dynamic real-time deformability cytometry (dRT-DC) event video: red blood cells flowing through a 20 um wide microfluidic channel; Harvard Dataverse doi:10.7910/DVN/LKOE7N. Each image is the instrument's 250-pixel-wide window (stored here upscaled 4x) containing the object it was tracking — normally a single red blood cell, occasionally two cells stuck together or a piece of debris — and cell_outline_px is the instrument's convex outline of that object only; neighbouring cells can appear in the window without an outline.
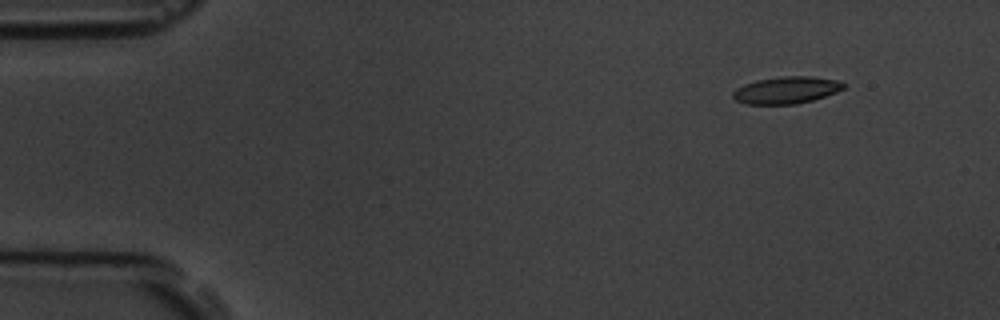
{"species": "common noctule bat (a hibernating species)", "species_latin": "Nyctalus noctula", "temperature_condition": "room temperature", "stored_images_in_passage": 52, "camera_frame_rate_fps": 3000, "um_per_image_px": 0.085, "animal": {"sex": "male", "body_mass_g": 19.5, "forearm_length_mm": 54.6}, "frame": {"image": 1, "passage_image": 1, "time_ms": 0.0, "image_size_px": [1000, 320], "cell_outline_px": [[844, 88], [836, 92], [812, 100], [796, 104], [744, 104], [736, 100], [732, 96], [732, 92], [736, 88], [744, 84], [756, 80], [780, 76], [812, 76], [840, 80], [844, 84]], "centroid_in_image_um": [66.82, 7.65], "position_along_channel_um": 18.2, "area_um2": 17.51}}
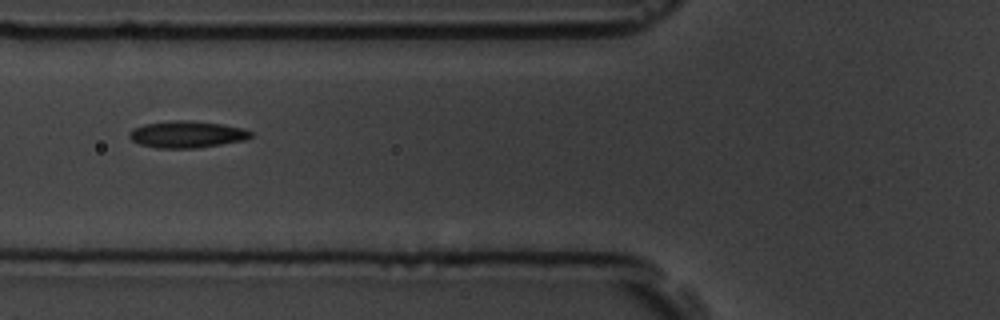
{"frame": {"image": 2, "passage_image": 17, "time_ms": 5.333, "image_size_px": [1000, 320], "cell_outline_px": [[252, 136], [248, 140], [196, 148], [156, 148], [140, 144], [132, 140], [128, 136], [128, 132], [132, 128], [144, 124], [176, 120], [192, 120], [224, 124], [244, 128], [252, 132]], "centroid_in_image_um": [15.91, 11.42], "position_along_channel_um": 109.9, "area_um2": 19.25}}
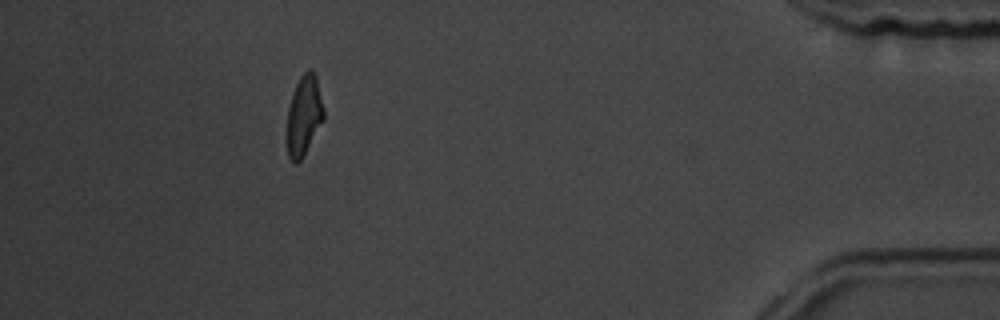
{"frame": {"image": 3, "passage_image": 47, "time_ms": 15.333, "image_size_px": [1000, 320], "cell_outline_px": [[324, 120], [300, 160], [296, 164], [292, 164], [288, 156], [284, 136], [288, 108], [292, 92], [300, 76], [308, 68], [312, 68], [316, 76], [324, 108]], "centroid_in_image_um": [25.79, 9.83], "position_along_channel_um": 409.4, "area_um2": 17.74}, "authors_computed_cell_mechanics": {"area_um2": 17.8602, "velocity_mm_per_s": 3.5586, "shape_relaxation_time_tau1_ms": 4.8091, "shape_relaxation_time_tau2_ms": 3.2908, "deformation_change_tau1": 0.1437, "deformation_change_tau2": 0.0998}}